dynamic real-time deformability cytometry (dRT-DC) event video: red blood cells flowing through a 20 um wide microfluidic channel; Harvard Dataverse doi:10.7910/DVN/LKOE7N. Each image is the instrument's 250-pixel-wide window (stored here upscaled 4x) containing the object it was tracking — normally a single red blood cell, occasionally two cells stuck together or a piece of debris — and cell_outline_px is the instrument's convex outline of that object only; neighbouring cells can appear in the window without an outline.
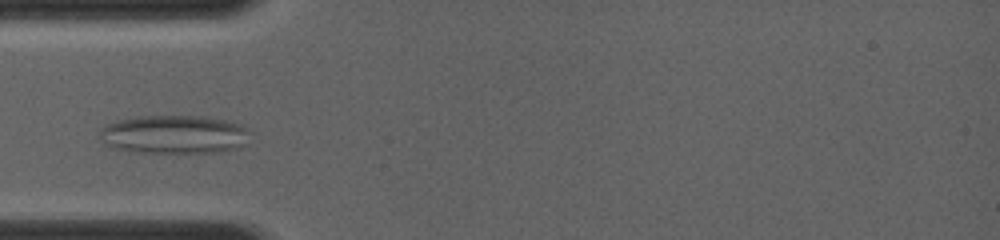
{"species": "common noctule bat (a hibernating species)", "species_latin": "Nyctalus noctula", "temperature_condition": "room temperature", "stored_images_in_passage": 19, "camera_frame_rate_fps": 4000, "um_per_image_px": 0.085, "animal": {"sex": "female", "body_mass_g": 19.0, "forearm_length_mm": 56.7}, "frame": {"image": 1, "passage_image": 9, "time_ms": 3.0, "image_size_px": [1000, 240], "cell_outline_px": [[244, 128], [236, 144], [224, 148], [208, 152], [152, 152], [120, 148], [112, 144], [100, 132], [108, 124], [120, 120], [136, 116], [204, 116], [224, 120], [236, 124]], "centroid_in_image_um": [14.68, 11.37], "position_along_channel_um": 70.3, "area_um2": 30.92}}
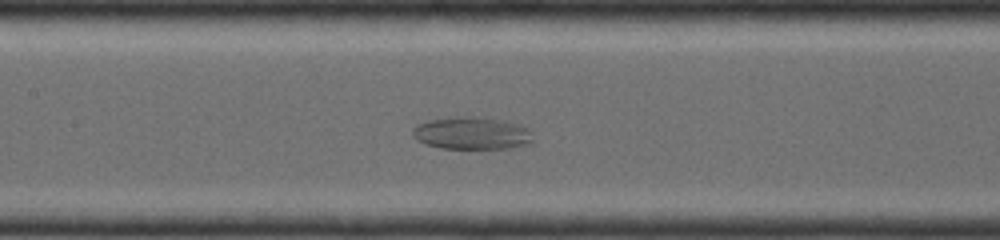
{"frame": {"image": 2, "passage_image": 16, "time_ms": 5.25, "image_size_px": [1000, 240], "cell_outline_px": [[532, 140], [520, 144], [500, 148], [444, 148], [428, 144], [420, 140], [412, 132], [420, 124], [432, 120], [504, 120], [524, 128]], "centroid_in_image_um": [40.07, 11.38], "position_along_channel_um": 167.3, "area_um2": 20.17}}
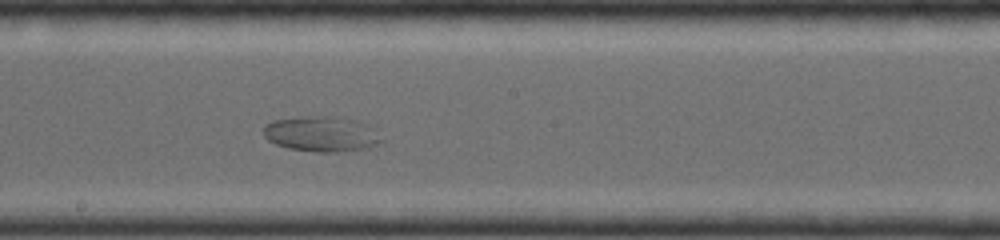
{"frame": {"image": 3, "passage_image": 19, "time_ms": 6.5, "image_size_px": [1000, 240], "cell_outline_px": [[368, 144], [352, 148], [292, 148], [276, 144], [268, 140], [264, 136], [264, 128], [268, 124], [276, 120], [304, 116], [336, 116], [348, 120]], "centroid_in_image_um": [26.69, 11.29], "position_along_channel_um": 221.5, "area_um2": 19.42}}